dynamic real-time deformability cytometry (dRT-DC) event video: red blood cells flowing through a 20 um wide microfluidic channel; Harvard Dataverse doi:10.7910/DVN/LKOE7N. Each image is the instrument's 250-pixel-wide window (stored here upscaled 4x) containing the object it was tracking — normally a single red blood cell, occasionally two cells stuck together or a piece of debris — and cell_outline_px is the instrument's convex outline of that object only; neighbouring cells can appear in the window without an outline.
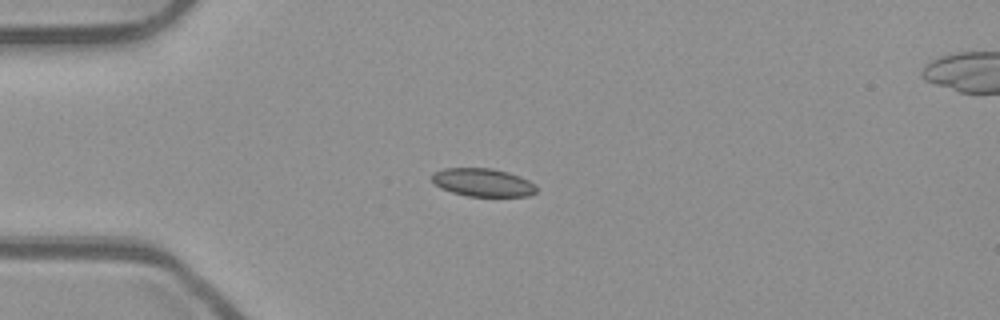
{"species": "common noctule bat (a hibernating species)", "species_latin": "Nyctalus noctula", "temperature_condition": "room temperature", "stored_images_in_passage": 53, "camera_frame_rate_fps": 3000, "um_per_image_px": 0.085, "animal": {"sex": "male", "body_mass_g": 23.1, "forearm_length_mm": 52.7}, "frame": {"image": 1, "passage_image": 14, "time_ms": 4.333, "image_size_px": [1000, 320], "cell_outline_px": [[536, 192], [528, 196], [468, 196], [452, 192], [436, 184], [432, 180], [432, 176], [436, 172], [444, 168], [492, 168], [508, 172], [520, 176], [536, 184]], "centroid_in_image_um": [41.09, 15.5], "position_along_channel_um": 43.9, "area_um2": 16.94}}
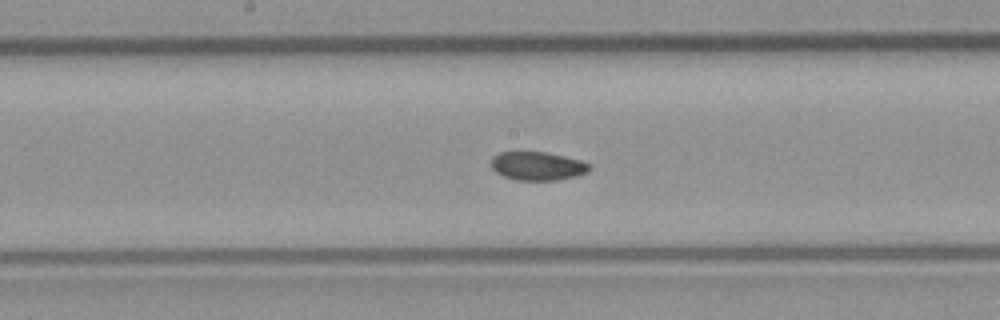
{"frame": {"image": 2, "passage_image": 28, "time_ms": 9.0, "image_size_px": [1000, 320], "cell_outline_px": [[592, 168], [588, 172], [576, 176], [556, 180], [516, 180], [504, 176], [496, 172], [492, 168], [492, 156], [500, 152], [544, 152], [580, 160], [588, 164]], "centroid_in_image_um": [45.68, 14.11], "position_along_channel_um": 202.5, "area_um2": 16.18}}
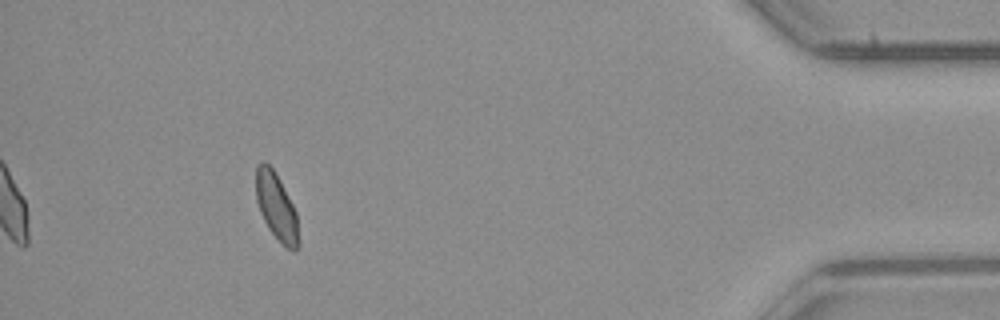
{"frame": {"image": 3, "passage_image": 49, "time_ms": 16.0, "image_size_px": [1000, 320], "cell_outline_px": [[300, 244], [292, 252], [268, 228], [260, 212], [256, 200], [256, 168], [264, 160], [276, 172], [296, 212], [300, 240]], "centroid_in_image_um": [23.5, 17.56], "position_along_channel_um": 411.7, "area_um2": 16.47}, "authors_computed_cell_mechanics": {"area_um2": 16.9932, "velocity_mm_per_s": 3.869, "shape_relaxation_time_tau1_ms": null, "shape_relaxation_time_tau2_ms": 8.6606, "deformation_change_tau1": null, "deformation_change_tau2": 0.0751}}